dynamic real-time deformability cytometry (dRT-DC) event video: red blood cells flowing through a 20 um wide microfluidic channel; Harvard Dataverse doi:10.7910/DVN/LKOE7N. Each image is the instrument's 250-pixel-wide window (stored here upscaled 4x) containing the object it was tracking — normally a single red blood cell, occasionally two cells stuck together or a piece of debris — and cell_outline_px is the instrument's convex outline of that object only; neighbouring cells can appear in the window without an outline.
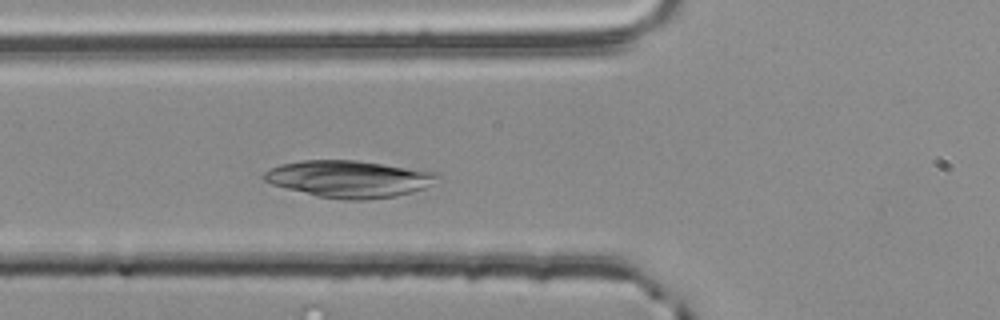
{"species": "common noctule bat (a hibernating species)", "species_latin": "Nyctalus noctula", "temperature_condition": "room temperature", "stored_images_in_passage": 27, "camera_frame_rate_fps": 3000, "um_per_image_px": 0.085, "animal": {"sex": "male", "body_mass_g": 20.4}, "frame": {"image": 1, "passage_image": 13, "time_ms": 4.0, "image_size_px": [1000, 320], "cell_outline_px": [[440, 176], [424, 188], [412, 192], [396, 196], [364, 200], [344, 200], [316, 196], [272, 184], [264, 180], [264, 172], [280, 164], [304, 160], [356, 160], [440, 172]], "centroid_in_image_um": [29.69, 15.21], "position_along_channel_um": 96.1, "area_um2": 37.22}}
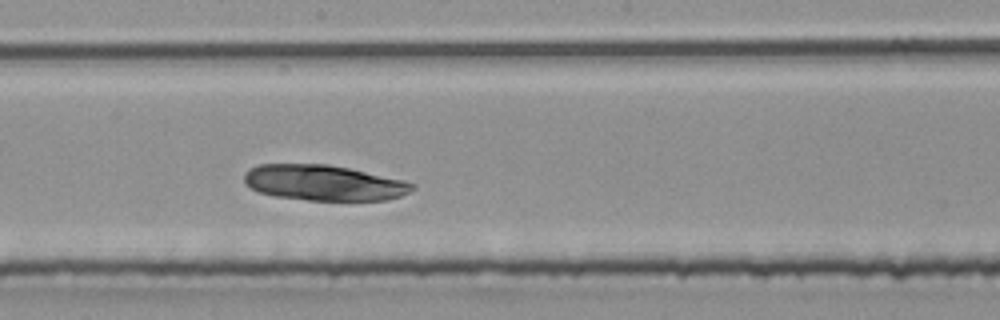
{"frame": {"image": 2, "passage_image": 23, "time_ms": 7.333, "image_size_px": [1000, 320], "cell_outline_px": [[416, 188], [400, 196], [388, 200], [308, 200], [276, 196], [260, 192], [244, 184], [244, 172], [248, 168], [256, 164], [328, 164], [348, 168], [404, 180], [416, 184]], "centroid_in_image_um": [27.5, 15.53], "position_along_channel_um": 220.7, "area_um2": 34.91}}
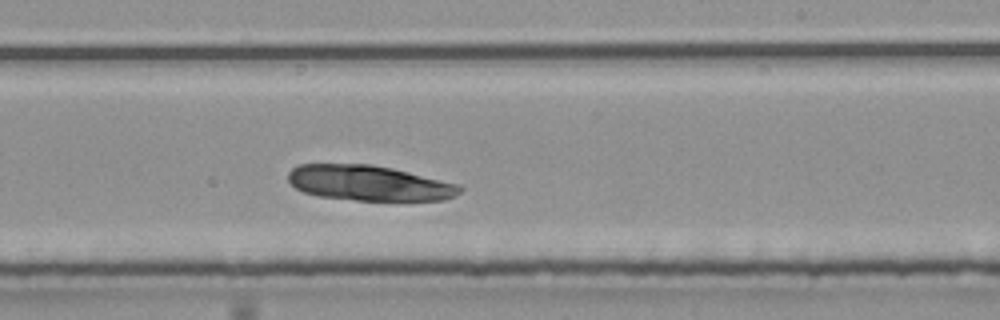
{"frame": {"image": 3, "passage_image": 26, "time_ms": 8.333, "image_size_px": [1000, 320], "cell_outline_px": [[464, 188], [456, 196], [444, 200], [356, 200], [316, 196], [304, 192], [296, 188], [288, 180], [288, 172], [296, 164], [372, 164], [392, 168], [460, 184]], "centroid_in_image_um": [31.37, 15.55], "position_along_channel_um": 257.6, "area_um2": 35.49}}